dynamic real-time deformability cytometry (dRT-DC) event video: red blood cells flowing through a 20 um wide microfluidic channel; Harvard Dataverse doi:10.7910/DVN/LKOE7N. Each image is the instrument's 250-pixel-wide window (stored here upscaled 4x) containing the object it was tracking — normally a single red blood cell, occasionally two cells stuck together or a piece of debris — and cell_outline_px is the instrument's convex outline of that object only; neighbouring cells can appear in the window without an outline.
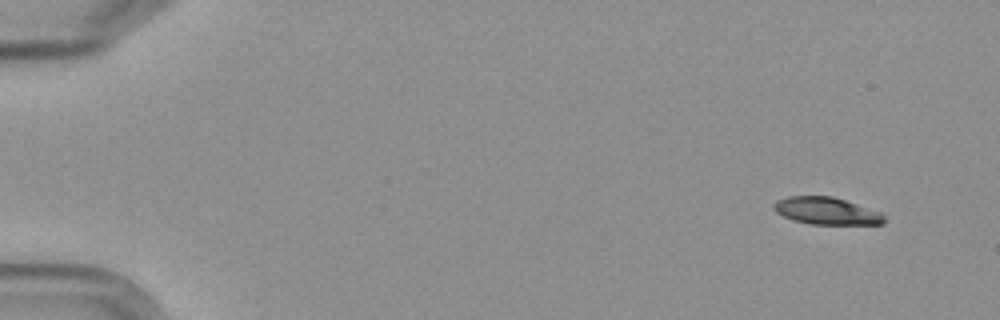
{"species": "Egyptian fruit bat (a non-hibernating species)", "species_latin": "Rousettus aegyptiacus", "temperature_condition": "cold", "stored_images_in_passage": 4, "camera_frame_rate_fps": 3000, "um_per_image_px": 0.085, "frame": {"image": 1, "passage_image": 1, "time_ms": 0.0, "image_size_px": [1000, 320], "cell_outline_px": [[888, 220], [884, 224], [812, 224], [792, 220], [776, 212], [772, 208], [772, 204], [776, 200], [788, 196], [832, 196], [880, 212]], "centroid_in_image_um": [70.23, 17.93], "position_along_channel_um": 14.8, "area_um2": 17.51}}
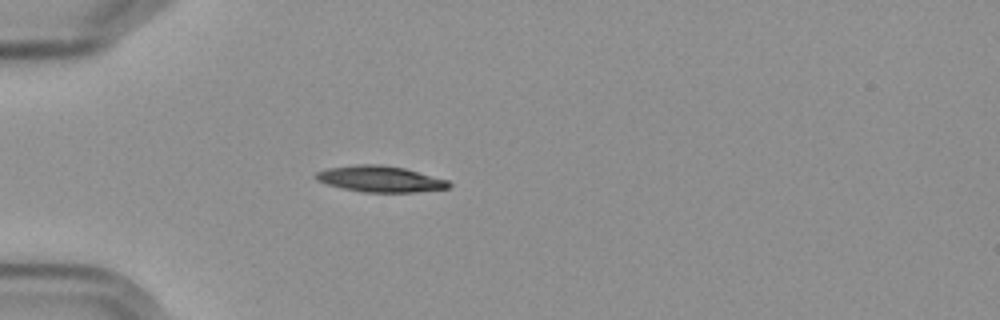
{"frame": {"image": 2, "passage_image": 4, "time_ms": 4.333, "image_size_px": [1000, 320], "cell_outline_px": [[452, 184], [448, 188], [416, 192], [364, 192], [344, 188], [328, 184], [316, 180], [312, 176], [316, 172], [328, 168], [360, 164], [380, 164], [404, 168], [448, 180]], "centroid_in_image_um": [32.31, 15.21], "position_along_channel_um": 52.7, "area_um2": 20.11}}